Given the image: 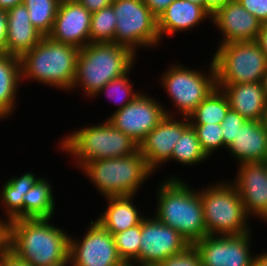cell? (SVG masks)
I'll use <instances>...</instances> for the list:
<instances>
[{"instance_id": "6da1fadb", "label": "cell", "mask_w": 267, "mask_h": 266, "mask_svg": "<svg viewBox=\"0 0 267 266\" xmlns=\"http://www.w3.org/2000/svg\"><path fill=\"white\" fill-rule=\"evenodd\" d=\"M164 178L155 189L157 207L153 216L193 245L207 235L199 188L189 185L180 175L172 173Z\"/></svg>"}, {"instance_id": "7a4b0ae2", "label": "cell", "mask_w": 267, "mask_h": 266, "mask_svg": "<svg viewBox=\"0 0 267 266\" xmlns=\"http://www.w3.org/2000/svg\"><path fill=\"white\" fill-rule=\"evenodd\" d=\"M53 219V220H52ZM53 218H21L9 223V250L32 266L69 259L70 233Z\"/></svg>"}, {"instance_id": "3957f363", "label": "cell", "mask_w": 267, "mask_h": 266, "mask_svg": "<svg viewBox=\"0 0 267 266\" xmlns=\"http://www.w3.org/2000/svg\"><path fill=\"white\" fill-rule=\"evenodd\" d=\"M80 49L43 36L20 57L21 82H36L70 93L76 77Z\"/></svg>"}, {"instance_id": "277c9868", "label": "cell", "mask_w": 267, "mask_h": 266, "mask_svg": "<svg viewBox=\"0 0 267 266\" xmlns=\"http://www.w3.org/2000/svg\"><path fill=\"white\" fill-rule=\"evenodd\" d=\"M137 57L130 48L115 42L87 44L80 49L70 93L80 90L85 99H91L109 81L135 67Z\"/></svg>"}, {"instance_id": "5b68a950", "label": "cell", "mask_w": 267, "mask_h": 266, "mask_svg": "<svg viewBox=\"0 0 267 266\" xmlns=\"http://www.w3.org/2000/svg\"><path fill=\"white\" fill-rule=\"evenodd\" d=\"M60 153L70 156L72 166L79 169L92 160L130 156L139 144L105 120L79 127L61 137L57 143Z\"/></svg>"}, {"instance_id": "8992f818", "label": "cell", "mask_w": 267, "mask_h": 266, "mask_svg": "<svg viewBox=\"0 0 267 266\" xmlns=\"http://www.w3.org/2000/svg\"><path fill=\"white\" fill-rule=\"evenodd\" d=\"M78 170L103 198L137 195L155 175L139 150L126 157L92 160Z\"/></svg>"}, {"instance_id": "52a82bcc", "label": "cell", "mask_w": 267, "mask_h": 266, "mask_svg": "<svg viewBox=\"0 0 267 266\" xmlns=\"http://www.w3.org/2000/svg\"><path fill=\"white\" fill-rule=\"evenodd\" d=\"M178 63H171L168 69L159 75L157 83H160L164 95L166 92L167 100L169 98L174 107L172 112L166 109V115L188 118L217 87L216 68L212 58L209 59V66L206 65V71Z\"/></svg>"}, {"instance_id": "ba28073f", "label": "cell", "mask_w": 267, "mask_h": 266, "mask_svg": "<svg viewBox=\"0 0 267 266\" xmlns=\"http://www.w3.org/2000/svg\"><path fill=\"white\" fill-rule=\"evenodd\" d=\"M217 182H208L209 185L199 189L207 235H240L251 232L253 225L236 187L229 179Z\"/></svg>"}, {"instance_id": "9c48e42d", "label": "cell", "mask_w": 267, "mask_h": 266, "mask_svg": "<svg viewBox=\"0 0 267 266\" xmlns=\"http://www.w3.org/2000/svg\"><path fill=\"white\" fill-rule=\"evenodd\" d=\"M217 88L227 84L262 82L267 59L255 41L228 42L216 47L212 56Z\"/></svg>"}, {"instance_id": "30bf717a", "label": "cell", "mask_w": 267, "mask_h": 266, "mask_svg": "<svg viewBox=\"0 0 267 266\" xmlns=\"http://www.w3.org/2000/svg\"><path fill=\"white\" fill-rule=\"evenodd\" d=\"M111 5L117 21L114 34L116 44L130 48L135 54L140 49L160 47L157 17L143 0H113Z\"/></svg>"}, {"instance_id": "8fae6325", "label": "cell", "mask_w": 267, "mask_h": 266, "mask_svg": "<svg viewBox=\"0 0 267 266\" xmlns=\"http://www.w3.org/2000/svg\"><path fill=\"white\" fill-rule=\"evenodd\" d=\"M254 230L240 235H206L193 245L198 250L202 266H252Z\"/></svg>"}, {"instance_id": "7c38bea8", "label": "cell", "mask_w": 267, "mask_h": 266, "mask_svg": "<svg viewBox=\"0 0 267 266\" xmlns=\"http://www.w3.org/2000/svg\"><path fill=\"white\" fill-rule=\"evenodd\" d=\"M146 93V90H143L123 109L110 114V117H106L110 124L138 144L166 116L165 111L169 108L164 106V103H161L159 99Z\"/></svg>"}, {"instance_id": "4fadbf2b", "label": "cell", "mask_w": 267, "mask_h": 266, "mask_svg": "<svg viewBox=\"0 0 267 266\" xmlns=\"http://www.w3.org/2000/svg\"><path fill=\"white\" fill-rule=\"evenodd\" d=\"M82 236L70 235L69 258L73 266H115L119 257L113 235L96 220L88 222Z\"/></svg>"}, {"instance_id": "5bb4252c", "label": "cell", "mask_w": 267, "mask_h": 266, "mask_svg": "<svg viewBox=\"0 0 267 266\" xmlns=\"http://www.w3.org/2000/svg\"><path fill=\"white\" fill-rule=\"evenodd\" d=\"M190 244L175 229L164 225L152 214L141 222L139 262L160 263L184 251Z\"/></svg>"}, {"instance_id": "9a60e30c", "label": "cell", "mask_w": 267, "mask_h": 266, "mask_svg": "<svg viewBox=\"0 0 267 266\" xmlns=\"http://www.w3.org/2000/svg\"><path fill=\"white\" fill-rule=\"evenodd\" d=\"M189 125L187 117L166 115L139 143V152L153 173L163 168L162 165L170 164L173 148Z\"/></svg>"}, {"instance_id": "2e32d148", "label": "cell", "mask_w": 267, "mask_h": 266, "mask_svg": "<svg viewBox=\"0 0 267 266\" xmlns=\"http://www.w3.org/2000/svg\"><path fill=\"white\" fill-rule=\"evenodd\" d=\"M237 168L230 182L236 187L251 221L257 218L264 222L267 219V162H245Z\"/></svg>"}, {"instance_id": "e0dca14e", "label": "cell", "mask_w": 267, "mask_h": 266, "mask_svg": "<svg viewBox=\"0 0 267 266\" xmlns=\"http://www.w3.org/2000/svg\"><path fill=\"white\" fill-rule=\"evenodd\" d=\"M91 15L76 0H61L48 36L54 41L81 49L90 43Z\"/></svg>"}, {"instance_id": "ac0fdd59", "label": "cell", "mask_w": 267, "mask_h": 266, "mask_svg": "<svg viewBox=\"0 0 267 266\" xmlns=\"http://www.w3.org/2000/svg\"><path fill=\"white\" fill-rule=\"evenodd\" d=\"M211 23L222 34L218 46L228 42L255 41L262 23L237 0H230L212 16Z\"/></svg>"}, {"instance_id": "d6986e66", "label": "cell", "mask_w": 267, "mask_h": 266, "mask_svg": "<svg viewBox=\"0 0 267 266\" xmlns=\"http://www.w3.org/2000/svg\"><path fill=\"white\" fill-rule=\"evenodd\" d=\"M207 21L211 22V15L202 6L188 0H174L157 18L161 43L165 37L173 38L174 34L199 28Z\"/></svg>"}, {"instance_id": "ffe728a7", "label": "cell", "mask_w": 267, "mask_h": 266, "mask_svg": "<svg viewBox=\"0 0 267 266\" xmlns=\"http://www.w3.org/2000/svg\"><path fill=\"white\" fill-rule=\"evenodd\" d=\"M226 151L238 165L245 162H267L265 122L247 120L239 126L236 138L227 146Z\"/></svg>"}, {"instance_id": "44dd1931", "label": "cell", "mask_w": 267, "mask_h": 266, "mask_svg": "<svg viewBox=\"0 0 267 266\" xmlns=\"http://www.w3.org/2000/svg\"><path fill=\"white\" fill-rule=\"evenodd\" d=\"M42 37L43 35L32 25L24 4L7 10V36L4 54L21 57L36 46Z\"/></svg>"}, {"instance_id": "7402d4cb", "label": "cell", "mask_w": 267, "mask_h": 266, "mask_svg": "<svg viewBox=\"0 0 267 266\" xmlns=\"http://www.w3.org/2000/svg\"><path fill=\"white\" fill-rule=\"evenodd\" d=\"M221 90L226 94L230 108L246 120H265L267 100L262 82L227 84Z\"/></svg>"}, {"instance_id": "603a6c76", "label": "cell", "mask_w": 267, "mask_h": 266, "mask_svg": "<svg viewBox=\"0 0 267 266\" xmlns=\"http://www.w3.org/2000/svg\"><path fill=\"white\" fill-rule=\"evenodd\" d=\"M137 196L104 198L107 202L106 208H103L104 210L96 216L98 218L95 220L112 235L140 224L147 215L138 208L135 200Z\"/></svg>"}, {"instance_id": "cb8c5ba5", "label": "cell", "mask_w": 267, "mask_h": 266, "mask_svg": "<svg viewBox=\"0 0 267 266\" xmlns=\"http://www.w3.org/2000/svg\"><path fill=\"white\" fill-rule=\"evenodd\" d=\"M20 86H22L20 57L0 53V120H9L8 117L13 118L16 115Z\"/></svg>"}, {"instance_id": "d4e9b609", "label": "cell", "mask_w": 267, "mask_h": 266, "mask_svg": "<svg viewBox=\"0 0 267 266\" xmlns=\"http://www.w3.org/2000/svg\"><path fill=\"white\" fill-rule=\"evenodd\" d=\"M41 176L35 172L27 171L22 175H12L5 178L0 191V208L4 211L3 216L9 222L23 218L22 197L32 188Z\"/></svg>"}, {"instance_id": "484cf974", "label": "cell", "mask_w": 267, "mask_h": 266, "mask_svg": "<svg viewBox=\"0 0 267 266\" xmlns=\"http://www.w3.org/2000/svg\"><path fill=\"white\" fill-rule=\"evenodd\" d=\"M53 184L46 177H40L22 197L23 218H53L57 214L56 196ZM56 201V202H55ZM56 207V208H55Z\"/></svg>"}, {"instance_id": "4316f807", "label": "cell", "mask_w": 267, "mask_h": 266, "mask_svg": "<svg viewBox=\"0 0 267 266\" xmlns=\"http://www.w3.org/2000/svg\"><path fill=\"white\" fill-rule=\"evenodd\" d=\"M229 109L226 94L216 87L188 118L190 124H221Z\"/></svg>"}, {"instance_id": "83f0119b", "label": "cell", "mask_w": 267, "mask_h": 266, "mask_svg": "<svg viewBox=\"0 0 267 266\" xmlns=\"http://www.w3.org/2000/svg\"><path fill=\"white\" fill-rule=\"evenodd\" d=\"M209 158L201 149L195 129L190 124L176 142L170 161L186 167L204 163ZM204 161V162H203Z\"/></svg>"}, {"instance_id": "f1b7e54d", "label": "cell", "mask_w": 267, "mask_h": 266, "mask_svg": "<svg viewBox=\"0 0 267 266\" xmlns=\"http://www.w3.org/2000/svg\"><path fill=\"white\" fill-rule=\"evenodd\" d=\"M133 69L132 67L126 74L109 81L91 98V100H97L103 93V95L110 99L111 104L114 101L113 104L115 103V107H117L111 114L123 109L142 92L140 89L137 90L135 88L134 84L136 82H134V80L132 81L130 77ZM134 89L136 90L134 91Z\"/></svg>"}, {"instance_id": "f546056e", "label": "cell", "mask_w": 267, "mask_h": 266, "mask_svg": "<svg viewBox=\"0 0 267 266\" xmlns=\"http://www.w3.org/2000/svg\"><path fill=\"white\" fill-rule=\"evenodd\" d=\"M60 2L61 0H23L32 25L43 36L51 33Z\"/></svg>"}, {"instance_id": "4dcf8cb0", "label": "cell", "mask_w": 267, "mask_h": 266, "mask_svg": "<svg viewBox=\"0 0 267 266\" xmlns=\"http://www.w3.org/2000/svg\"><path fill=\"white\" fill-rule=\"evenodd\" d=\"M116 16L112 5L91 15L90 43L114 42Z\"/></svg>"}, {"instance_id": "1f68e13d", "label": "cell", "mask_w": 267, "mask_h": 266, "mask_svg": "<svg viewBox=\"0 0 267 266\" xmlns=\"http://www.w3.org/2000/svg\"><path fill=\"white\" fill-rule=\"evenodd\" d=\"M115 246L122 260L139 262L141 223L113 235Z\"/></svg>"}, {"instance_id": "d6a6232c", "label": "cell", "mask_w": 267, "mask_h": 266, "mask_svg": "<svg viewBox=\"0 0 267 266\" xmlns=\"http://www.w3.org/2000/svg\"><path fill=\"white\" fill-rule=\"evenodd\" d=\"M195 129L201 149L210 157L217 153L221 148L224 150L221 124H191Z\"/></svg>"}, {"instance_id": "836d02e7", "label": "cell", "mask_w": 267, "mask_h": 266, "mask_svg": "<svg viewBox=\"0 0 267 266\" xmlns=\"http://www.w3.org/2000/svg\"><path fill=\"white\" fill-rule=\"evenodd\" d=\"M160 266H202L200 254L194 245H189L181 253L171 255L159 263Z\"/></svg>"}, {"instance_id": "e575fe53", "label": "cell", "mask_w": 267, "mask_h": 266, "mask_svg": "<svg viewBox=\"0 0 267 266\" xmlns=\"http://www.w3.org/2000/svg\"><path fill=\"white\" fill-rule=\"evenodd\" d=\"M247 120L231 108L221 123L224 149L236 138L239 126H242Z\"/></svg>"}, {"instance_id": "d590c367", "label": "cell", "mask_w": 267, "mask_h": 266, "mask_svg": "<svg viewBox=\"0 0 267 266\" xmlns=\"http://www.w3.org/2000/svg\"><path fill=\"white\" fill-rule=\"evenodd\" d=\"M244 9L254 15L262 24L267 23V0H237Z\"/></svg>"}, {"instance_id": "8d00e7d4", "label": "cell", "mask_w": 267, "mask_h": 266, "mask_svg": "<svg viewBox=\"0 0 267 266\" xmlns=\"http://www.w3.org/2000/svg\"><path fill=\"white\" fill-rule=\"evenodd\" d=\"M9 223L0 215V257L9 250Z\"/></svg>"}, {"instance_id": "74e56055", "label": "cell", "mask_w": 267, "mask_h": 266, "mask_svg": "<svg viewBox=\"0 0 267 266\" xmlns=\"http://www.w3.org/2000/svg\"><path fill=\"white\" fill-rule=\"evenodd\" d=\"M173 1L174 0H143L145 5L157 18Z\"/></svg>"}, {"instance_id": "f35d334b", "label": "cell", "mask_w": 267, "mask_h": 266, "mask_svg": "<svg viewBox=\"0 0 267 266\" xmlns=\"http://www.w3.org/2000/svg\"><path fill=\"white\" fill-rule=\"evenodd\" d=\"M83 5L90 13H95L98 10L112 4L113 0H76Z\"/></svg>"}, {"instance_id": "ab89813d", "label": "cell", "mask_w": 267, "mask_h": 266, "mask_svg": "<svg viewBox=\"0 0 267 266\" xmlns=\"http://www.w3.org/2000/svg\"><path fill=\"white\" fill-rule=\"evenodd\" d=\"M7 36V11L0 9V53H4Z\"/></svg>"}, {"instance_id": "60d3db41", "label": "cell", "mask_w": 267, "mask_h": 266, "mask_svg": "<svg viewBox=\"0 0 267 266\" xmlns=\"http://www.w3.org/2000/svg\"><path fill=\"white\" fill-rule=\"evenodd\" d=\"M4 266H32L27 261L22 260L12 251L8 250L4 254Z\"/></svg>"}, {"instance_id": "b9f144b4", "label": "cell", "mask_w": 267, "mask_h": 266, "mask_svg": "<svg viewBox=\"0 0 267 266\" xmlns=\"http://www.w3.org/2000/svg\"><path fill=\"white\" fill-rule=\"evenodd\" d=\"M255 42L258 44L267 59V23L262 24Z\"/></svg>"}, {"instance_id": "7bdbcfd3", "label": "cell", "mask_w": 267, "mask_h": 266, "mask_svg": "<svg viewBox=\"0 0 267 266\" xmlns=\"http://www.w3.org/2000/svg\"><path fill=\"white\" fill-rule=\"evenodd\" d=\"M230 0H205V10L212 16Z\"/></svg>"}, {"instance_id": "ee69618b", "label": "cell", "mask_w": 267, "mask_h": 266, "mask_svg": "<svg viewBox=\"0 0 267 266\" xmlns=\"http://www.w3.org/2000/svg\"><path fill=\"white\" fill-rule=\"evenodd\" d=\"M252 266H267V250L265 251L264 249L261 253H258L257 251V255L255 256Z\"/></svg>"}, {"instance_id": "f6af8a7d", "label": "cell", "mask_w": 267, "mask_h": 266, "mask_svg": "<svg viewBox=\"0 0 267 266\" xmlns=\"http://www.w3.org/2000/svg\"><path fill=\"white\" fill-rule=\"evenodd\" d=\"M23 4V0H0V9L8 10L16 5Z\"/></svg>"}, {"instance_id": "bcb514c9", "label": "cell", "mask_w": 267, "mask_h": 266, "mask_svg": "<svg viewBox=\"0 0 267 266\" xmlns=\"http://www.w3.org/2000/svg\"><path fill=\"white\" fill-rule=\"evenodd\" d=\"M115 266H136V261H133V260H121Z\"/></svg>"}, {"instance_id": "7dc6e473", "label": "cell", "mask_w": 267, "mask_h": 266, "mask_svg": "<svg viewBox=\"0 0 267 266\" xmlns=\"http://www.w3.org/2000/svg\"><path fill=\"white\" fill-rule=\"evenodd\" d=\"M48 266H73V265H72L71 259L69 258L62 263L54 264V265H48Z\"/></svg>"}, {"instance_id": "c3c4849f", "label": "cell", "mask_w": 267, "mask_h": 266, "mask_svg": "<svg viewBox=\"0 0 267 266\" xmlns=\"http://www.w3.org/2000/svg\"><path fill=\"white\" fill-rule=\"evenodd\" d=\"M262 83L264 86L265 98L267 100V72H266L265 76L263 77Z\"/></svg>"}, {"instance_id": "681fc988", "label": "cell", "mask_w": 267, "mask_h": 266, "mask_svg": "<svg viewBox=\"0 0 267 266\" xmlns=\"http://www.w3.org/2000/svg\"><path fill=\"white\" fill-rule=\"evenodd\" d=\"M136 266H160L159 263L136 262Z\"/></svg>"}, {"instance_id": "f907efd6", "label": "cell", "mask_w": 267, "mask_h": 266, "mask_svg": "<svg viewBox=\"0 0 267 266\" xmlns=\"http://www.w3.org/2000/svg\"><path fill=\"white\" fill-rule=\"evenodd\" d=\"M191 3L197 4L199 6H202L205 9V0H188Z\"/></svg>"}, {"instance_id": "816d5d0a", "label": "cell", "mask_w": 267, "mask_h": 266, "mask_svg": "<svg viewBox=\"0 0 267 266\" xmlns=\"http://www.w3.org/2000/svg\"><path fill=\"white\" fill-rule=\"evenodd\" d=\"M0 266H4V256L0 257Z\"/></svg>"}, {"instance_id": "f5cc1de1", "label": "cell", "mask_w": 267, "mask_h": 266, "mask_svg": "<svg viewBox=\"0 0 267 266\" xmlns=\"http://www.w3.org/2000/svg\"><path fill=\"white\" fill-rule=\"evenodd\" d=\"M266 127H267V112H266V116H265V120H264Z\"/></svg>"}]
</instances>
